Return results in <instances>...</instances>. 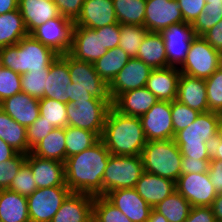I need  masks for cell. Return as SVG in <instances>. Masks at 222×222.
Masks as SVG:
<instances>
[{"label":"cell","instance_id":"1","mask_svg":"<svg viewBox=\"0 0 222 222\" xmlns=\"http://www.w3.org/2000/svg\"><path fill=\"white\" fill-rule=\"evenodd\" d=\"M110 152L100 139L92 147L66 158L65 184L72 193L102 196V178Z\"/></svg>","mask_w":222,"mask_h":222},{"label":"cell","instance_id":"2","mask_svg":"<svg viewBox=\"0 0 222 222\" xmlns=\"http://www.w3.org/2000/svg\"><path fill=\"white\" fill-rule=\"evenodd\" d=\"M101 140L111 155H141L147 143L139 117L127 116L111 107Z\"/></svg>","mask_w":222,"mask_h":222},{"label":"cell","instance_id":"3","mask_svg":"<svg viewBox=\"0 0 222 222\" xmlns=\"http://www.w3.org/2000/svg\"><path fill=\"white\" fill-rule=\"evenodd\" d=\"M220 114L200 113L196 120L175 134L174 140L186 159L211 160V143L217 138Z\"/></svg>","mask_w":222,"mask_h":222},{"label":"cell","instance_id":"4","mask_svg":"<svg viewBox=\"0 0 222 222\" xmlns=\"http://www.w3.org/2000/svg\"><path fill=\"white\" fill-rule=\"evenodd\" d=\"M58 57L49 47L34 39L30 34L16 45L2 48V65L20 75L33 70H49Z\"/></svg>","mask_w":222,"mask_h":222},{"label":"cell","instance_id":"5","mask_svg":"<svg viewBox=\"0 0 222 222\" xmlns=\"http://www.w3.org/2000/svg\"><path fill=\"white\" fill-rule=\"evenodd\" d=\"M141 157L146 172L174 182L181 175L183 156L174 139L147 141Z\"/></svg>","mask_w":222,"mask_h":222},{"label":"cell","instance_id":"6","mask_svg":"<svg viewBox=\"0 0 222 222\" xmlns=\"http://www.w3.org/2000/svg\"><path fill=\"white\" fill-rule=\"evenodd\" d=\"M141 155H111L102 178V196L122 188H134L143 173Z\"/></svg>","mask_w":222,"mask_h":222},{"label":"cell","instance_id":"7","mask_svg":"<svg viewBox=\"0 0 222 222\" xmlns=\"http://www.w3.org/2000/svg\"><path fill=\"white\" fill-rule=\"evenodd\" d=\"M111 107V98L94 97L89 101L68 103V126L94 132L101 138L106 116Z\"/></svg>","mask_w":222,"mask_h":222},{"label":"cell","instance_id":"8","mask_svg":"<svg viewBox=\"0 0 222 222\" xmlns=\"http://www.w3.org/2000/svg\"><path fill=\"white\" fill-rule=\"evenodd\" d=\"M220 55L202 36H196L179 70L181 74L207 79L219 69Z\"/></svg>","mask_w":222,"mask_h":222},{"label":"cell","instance_id":"9","mask_svg":"<svg viewBox=\"0 0 222 222\" xmlns=\"http://www.w3.org/2000/svg\"><path fill=\"white\" fill-rule=\"evenodd\" d=\"M71 193L68 186L37 188L27 196L30 222H50Z\"/></svg>","mask_w":222,"mask_h":222},{"label":"cell","instance_id":"10","mask_svg":"<svg viewBox=\"0 0 222 222\" xmlns=\"http://www.w3.org/2000/svg\"><path fill=\"white\" fill-rule=\"evenodd\" d=\"M74 25V21L60 15L38 26L30 35L58 55H64L71 48Z\"/></svg>","mask_w":222,"mask_h":222},{"label":"cell","instance_id":"11","mask_svg":"<svg viewBox=\"0 0 222 222\" xmlns=\"http://www.w3.org/2000/svg\"><path fill=\"white\" fill-rule=\"evenodd\" d=\"M176 191L180 193L192 207H211L217 196L208 172L188 173L180 175L175 182Z\"/></svg>","mask_w":222,"mask_h":222},{"label":"cell","instance_id":"12","mask_svg":"<svg viewBox=\"0 0 222 222\" xmlns=\"http://www.w3.org/2000/svg\"><path fill=\"white\" fill-rule=\"evenodd\" d=\"M160 34L165 43L167 67L179 68L185 61L192 40L196 37L192 25L186 22L172 24Z\"/></svg>","mask_w":222,"mask_h":222},{"label":"cell","instance_id":"13","mask_svg":"<svg viewBox=\"0 0 222 222\" xmlns=\"http://www.w3.org/2000/svg\"><path fill=\"white\" fill-rule=\"evenodd\" d=\"M147 141L174 139L170 101H158L140 116Z\"/></svg>","mask_w":222,"mask_h":222},{"label":"cell","instance_id":"14","mask_svg":"<svg viewBox=\"0 0 222 222\" xmlns=\"http://www.w3.org/2000/svg\"><path fill=\"white\" fill-rule=\"evenodd\" d=\"M106 52L103 48L102 27L89 29L74 25L72 45L68 53L70 56L93 64Z\"/></svg>","mask_w":222,"mask_h":222},{"label":"cell","instance_id":"15","mask_svg":"<svg viewBox=\"0 0 222 222\" xmlns=\"http://www.w3.org/2000/svg\"><path fill=\"white\" fill-rule=\"evenodd\" d=\"M152 68L138 58H130L127 64L108 84L109 96L112 102L129 90L143 88L146 85Z\"/></svg>","mask_w":222,"mask_h":222},{"label":"cell","instance_id":"16","mask_svg":"<svg viewBox=\"0 0 222 222\" xmlns=\"http://www.w3.org/2000/svg\"><path fill=\"white\" fill-rule=\"evenodd\" d=\"M184 22L177 0H146L144 27L160 33L172 24Z\"/></svg>","mask_w":222,"mask_h":222},{"label":"cell","instance_id":"17","mask_svg":"<svg viewBox=\"0 0 222 222\" xmlns=\"http://www.w3.org/2000/svg\"><path fill=\"white\" fill-rule=\"evenodd\" d=\"M68 71L72 83L87 88L95 98H110L108 84L95 71L94 65L68 54Z\"/></svg>","mask_w":222,"mask_h":222},{"label":"cell","instance_id":"18","mask_svg":"<svg viewBox=\"0 0 222 222\" xmlns=\"http://www.w3.org/2000/svg\"><path fill=\"white\" fill-rule=\"evenodd\" d=\"M105 197L132 222H146L152 208L135 188H122L108 192Z\"/></svg>","mask_w":222,"mask_h":222},{"label":"cell","instance_id":"19","mask_svg":"<svg viewBox=\"0 0 222 222\" xmlns=\"http://www.w3.org/2000/svg\"><path fill=\"white\" fill-rule=\"evenodd\" d=\"M26 163L30 166L37 188L67 186L65 184L64 163L52 159H44L33 155L26 156Z\"/></svg>","mask_w":222,"mask_h":222},{"label":"cell","instance_id":"20","mask_svg":"<svg viewBox=\"0 0 222 222\" xmlns=\"http://www.w3.org/2000/svg\"><path fill=\"white\" fill-rule=\"evenodd\" d=\"M72 83L68 71V53L58 55L51 63L45 83L44 98L69 103V86Z\"/></svg>","mask_w":222,"mask_h":222},{"label":"cell","instance_id":"21","mask_svg":"<svg viewBox=\"0 0 222 222\" xmlns=\"http://www.w3.org/2000/svg\"><path fill=\"white\" fill-rule=\"evenodd\" d=\"M75 25L97 29L118 23L112 0H85Z\"/></svg>","mask_w":222,"mask_h":222},{"label":"cell","instance_id":"22","mask_svg":"<svg viewBox=\"0 0 222 222\" xmlns=\"http://www.w3.org/2000/svg\"><path fill=\"white\" fill-rule=\"evenodd\" d=\"M0 109L26 128L40 116L39 99L22 91L0 102Z\"/></svg>","mask_w":222,"mask_h":222},{"label":"cell","instance_id":"23","mask_svg":"<svg viewBox=\"0 0 222 222\" xmlns=\"http://www.w3.org/2000/svg\"><path fill=\"white\" fill-rule=\"evenodd\" d=\"M94 196L71 193L50 222H92Z\"/></svg>","mask_w":222,"mask_h":222},{"label":"cell","instance_id":"24","mask_svg":"<svg viewBox=\"0 0 222 222\" xmlns=\"http://www.w3.org/2000/svg\"><path fill=\"white\" fill-rule=\"evenodd\" d=\"M134 188L151 208H155L156 205L176 191L174 181L146 171H143Z\"/></svg>","mask_w":222,"mask_h":222},{"label":"cell","instance_id":"25","mask_svg":"<svg viewBox=\"0 0 222 222\" xmlns=\"http://www.w3.org/2000/svg\"><path fill=\"white\" fill-rule=\"evenodd\" d=\"M181 72L176 67L152 69L145 87L160 101L176 100Z\"/></svg>","mask_w":222,"mask_h":222},{"label":"cell","instance_id":"26","mask_svg":"<svg viewBox=\"0 0 222 222\" xmlns=\"http://www.w3.org/2000/svg\"><path fill=\"white\" fill-rule=\"evenodd\" d=\"M176 100L200 113L209 112L205 79L181 74Z\"/></svg>","mask_w":222,"mask_h":222},{"label":"cell","instance_id":"27","mask_svg":"<svg viewBox=\"0 0 222 222\" xmlns=\"http://www.w3.org/2000/svg\"><path fill=\"white\" fill-rule=\"evenodd\" d=\"M159 100L146 87L121 93L113 102L112 107L127 116L140 117Z\"/></svg>","mask_w":222,"mask_h":222},{"label":"cell","instance_id":"28","mask_svg":"<svg viewBox=\"0 0 222 222\" xmlns=\"http://www.w3.org/2000/svg\"><path fill=\"white\" fill-rule=\"evenodd\" d=\"M20 11L27 32L30 34L35 28L48 20L59 17L58 7L54 2L41 0H18Z\"/></svg>","mask_w":222,"mask_h":222},{"label":"cell","instance_id":"29","mask_svg":"<svg viewBox=\"0 0 222 222\" xmlns=\"http://www.w3.org/2000/svg\"><path fill=\"white\" fill-rule=\"evenodd\" d=\"M0 221L30 222L27 197L9 189L0 190Z\"/></svg>","mask_w":222,"mask_h":222},{"label":"cell","instance_id":"30","mask_svg":"<svg viewBox=\"0 0 222 222\" xmlns=\"http://www.w3.org/2000/svg\"><path fill=\"white\" fill-rule=\"evenodd\" d=\"M152 69L167 67V57L163 37L157 32H148L138 50L137 57Z\"/></svg>","mask_w":222,"mask_h":222},{"label":"cell","instance_id":"31","mask_svg":"<svg viewBox=\"0 0 222 222\" xmlns=\"http://www.w3.org/2000/svg\"><path fill=\"white\" fill-rule=\"evenodd\" d=\"M31 153L44 159L62 163L66 160L65 128H55L31 149Z\"/></svg>","mask_w":222,"mask_h":222},{"label":"cell","instance_id":"32","mask_svg":"<svg viewBox=\"0 0 222 222\" xmlns=\"http://www.w3.org/2000/svg\"><path fill=\"white\" fill-rule=\"evenodd\" d=\"M28 35L23 17L18 9L0 14V48L16 45Z\"/></svg>","mask_w":222,"mask_h":222},{"label":"cell","instance_id":"33","mask_svg":"<svg viewBox=\"0 0 222 222\" xmlns=\"http://www.w3.org/2000/svg\"><path fill=\"white\" fill-rule=\"evenodd\" d=\"M0 138L19 153L31 152L28 147L26 127L17 123L2 109H0Z\"/></svg>","mask_w":222,"mask_h":222},{"label":"cell","instance_id":"34","mask_svg":"<svg viewBox=\"0 0 222 222\" xmlns=\"http://www.w3.org/2000/svg\"><path fill=\"white\" fill-rule=\"evenodd\" d=\"M129 56L119 46L107 50L106 54L93 63L98 75L109 84L129 61Z\"/></svg>","mask_w":222,"mask_h":222},{"label":"cell","instance_id":"35","mask_svg":"<svg viewBox=\"0 0 222 222\" xmlns=\"http://www.w3.org/2000/svg\"><path fill=\"white\" fill-rule=\"evenodd\" d=\"M119 24L144 26L146 0H112Z\"/></svg>","mask_w":222,"mask_h":222},{"label":"cell","instance_id":"36","mask_svg":"<svg viewBox=\"0 0 222 222\" xmlns=\"http://www.w3.org/2000/svg\"><path fill=\"white\" fill-rule=\"evenodd\" d=\"M191 204L177 191L161 201L154 208L168 222H185L191 210Z\"/></svg>","mask_w":222,"mask_h":222},{"label":"cell","instance_id":"37","mask_svg":"<svg viewBox=\"0 0 222 222\" xmlns=\"http://www.w3.org/2000/svg\"><path fill=\"white\" fill-rule=\"evenodd\" d=\"M65 136L66 158L83 152L101 139L94 132L72 126H67L65 128Z\"/></svg>","mask_w":222,"mask_h":222},{"label":"cell","instance_id":"38","mask_svg":"<svg viewBox=\"0 0 222 222\" xmlns=\"http://www.w3.org/2000/svg\"><path fill=\"white\" fill-rule=\"evenodd\" d=\"M119 47L129 58H136L138 50L146 34L149 32L144 26L120 24Z\"/></svg>","mask_w":222,"mask_h":222},{"label":"cell","instance_id":"39","mask_svg":"<svg viewBox=\"0 0 222 222\" xmlns=\"http://www.w3.org/2000/svg\"><path fill=\"white\" fill-rule=\"evenodd\" d=\"M40 115L54 128L68 126L67 104L51 98L39 99Z\"/></svg>","mask_w":222,"mask_h":222},{"label":"cell","instance_id":"40","mask_svg":"<svg viewBox=\"0 0 222 222\" xmlns=\"http://www.w3.org/2000/svg\"><path fill=\"white\" fill-rule=\"evenodd\" d=\"M92 222H132L105 196H95L93 199Z\"/></svg>","mask_w":222,"mask_h":222},{"label":"cell","instance_id":"41","mask_svg":"<svg viewBox=\"0 0 222 222\" xmlns=\"http://www.w3.org/2000/svg\"><path fill=\"white\" fill-rule=\"evenodd\" d=\"M49 70H33L21 75L22 92L36 99L44 98L45 83Z\"/></svg>","mask_w":222,"mask_h":222},{"label":"cell","instance_id":"42","mask_svg":"<svg viewBox=\"0 0 222 222\" xmlns=\"http://www.w3.org/2000/svg\"><path fill=\"white\" fill-rule=\"evenodd\" d=\"M222 20V4H206L204 11L191 24L196 36H202Z\"/></svg>","mask_w":222,"mask_h":222},{"label":"cell","instance_id":"43","mask_svg":"<svg viewBox=\"0 0 222 222\" xmlns=\"http://www.w3.org/2000/svg\"><path fill=\"white\" fill-rule=\"evenodd\" d=\"M209 111L222 114V70L205 79Z\"/></svg>","mask_w":222,"mask_h":222},{"label":"cell","instance_id":"44","mask_svg":"<svg viewBox=\"0 0 222 222\" xmlns=\"http://www.w3.org/2000/svg\"><path fill=\"white\" fill-rule=\"evenodd\" d=\"M171 114L175 137L177 132L190 126L199 116L200 112L193 110L177 100H173L171 101Z\"/></svg>","mask_w":222,"mask_h":222},{"label":"cell","instance_id":"45","mask_svg":"<svg viewBox=\"0 0 222 222\" xmlns=\"http://www.w3.org/2000/svg\"><path fill=\"white\" fill-rule=\"evenodd\" d=\"M8 189L26 197L33 194L37 189L33 173L26 162L20 168Z\"/></svg>","mask_w":222,"mask_h":222},{"label":"cell","instance_id":"46","mask_svg":"<svg viewBox=\"0 0 222 222\" xmlns=\"http://www.w3.org/2000/svg\"><path fill=\"white\" fill-rule=\"evenodd\" d=\"M27 154L17 153L13 158L0 163V190L8 189L12 180L26 162Z\"/></svg>","mask_w":222,"mask_h":222},{"label":"cell","instance_id":"47","mask_svg":"<svg viewBox=\"0 0 222 222\" xmlns=\"http://www.w3.org/2000/svg\"><path fill=\"white\" fill-rule=\"evenodd\" d=\"M21 91V75L2 67L0 69V102Z\"/></svg>","mask_w":222,"mask_h":222},{"label":"cell","instance_id":"48","mask_svg":"<svg viewBox=\"0 0 222 222\" xmlns=\"http://www.w3.org/2000/svg\"><path fill=\"white\" fill-rule=\"evenodd\" d=\"M55 128L49 124L41 115L26 128L28 147L32 149L43 140Z\"/></svg>","mask_w":222,"mask_h":222},{"label":"cell","instance_id":"49","mask_svg":"<svg viewBox=\"0 0 222 222\" xmlns=\"http://www.w3.org/2000/svg\"><path fill=\"white\" fill-rule=\"evenodd\" d=\"M179 3L184 22L192 24L204 11L205 0H177Z\"/></svg>","mask_w":222,"mask_h":222},{"label":"cell","instance_id":"50","mask_svg":"<svg viewBox=\"0 0 222 222\" xmlns=\"http://www.w3.org/2000/svg\"><path fill=\"white\" fill-rule=\"evenodd\" d=\"M85 0H54L58 7L60 15L76 21L81 14L82 6Z\"/></svg>","mask_w":222,"mask_h":222},{"label":"cell","instance_id":"51","mask_svg":"<svg viewBox=\"0 0 222 222\" xmlns=\"http://www.w3.org/2000/svg\"><path fill=\"white\" fill-rule=\"evenodd\" d=\"M120 35L119 23L102 27L103 48L110 50L117 47L119 45Z\"/></svg>","mask_w":222,"mask_h":222},{"label":"cell","instance_id":"52","mask_svg":"<svg viewBox=\"0 0 222 222\" xmlns=\"http://www.w3.org/2000/svg\"><path fill=\"white\" fill-rule=\"evenodd\" d=\"M211 160L186 159L182 157L181 175L208 172Z\"/></svg>","mask_w":222,"mask_h":222},{"label":"cell","instance_id":"53","mask_svg":"<svg viewBox=\"0 0 222 222\" xmlns=\"http://www.w3.org/2000/svg\"><path fill=\"white\" fill-rule=\"evenodd\" d=\"M185 222H216L211 207H192Z\"/></svg>","mask_w":222,"mask_h":222},{"label":"cell","instance_id":"54","mask_svg":"<svg viewBox=\"0 0 222 222\" xmlns=\"http://www.w3.org/2000/svg\"><path fill=\"white\" fill-rule=\"evenodd\" d=\"M202 37L217 51L222 52V20L209 29Z\"/></svg>","mask_w":222,"mask_h":222},{"label":"cell","instance_id":"55","mask_svg":"<svg viewBox=\"0 0 222 222\" xmlns=\"http://www.w3.org/2000/svg\"><path fill=\"white\" fill-rule=\"evenodd\" d=\"M209 179L214 185L215 191L222 193V161L221 160H211L209 164Z\"/></svg>","mask_w":222,"mask_h":222},{"label":"cell","instance_id":"56","mask_svg":"<svg viewBox=\"0 0 222 222\" xmlns=\"http://www.w3.org/2000/svg\"><path fill=\"white\" fill-rule=\"evenodd\" d=\"M68 86H69V103L89 101L94 98V96L90 95V93L87 91V88L76 85L74 83H69Z\"/></svg>","mask_w":222,"mask_h":222},{"label":"cell","instance_id":"57","mask_svg":"<svg viewBox=\"0 0 222 222\" xmlns=\"http://www.w3.org/2000/svg\"><path fill=\"white\" fill-rule=\"evenodd\" d=\"M17 153L18 151L0 138V163L13 158Z\"/></svg>","mask_w":222,"mask_h":222},{"label":"cell","instance_id":"58","mask_svg":"<svg viewBox=\"0 0 222 222\" xmlns=\"http://www.w3.org/2000/svg\"><path fill=\"white\" fill-rule=\"evenodd\" d=\"M216 222H222V193H218L211 205Z\"/></svg>","mask_w":222,"mask_h":222},{"label":"cell","instance_id":"59","mask_svg":"<svg viewBox=\"0 0 222 222\" xmlns=\"http://www.w3.org/2000/svg\"><path fill=\"white\" fill-rule=\"evenodd\" d=\"M211 160L222 161V141L217 138L211 143Z\"/></svg>","mask_w":222,"mask_h":222},{"label":"cell","instance_id":"60","mask_svg":"<svg viewBox=\"0 0 222 222\" xmlns=\"http://www.w3.org/2000/svg\"><path fill=\"white\" fill-rule=\"evenodd\" d=\"M18 9V0H0V14Z\"/></svg>","mask_w":222,"mask_h":222},{"label":"cell","instance_id":"61","mask_svg":"<svg viewBox=\"0 0 222 222\" xmlns=\"http://www.w3.org/2000/svg\"><path fill=\"white\" fill-rule=\"evenodd\" d=\"M146 222H168L167 219L157 212L154 208H152L149 219Z\"/></svg>","mask_w":222,"mask_h":222},{"label":"cell","instance_id":"62","mask_svg":"<svg viewBox=\"0 0 222 222\" xmlns=\"http://www.w3.org/2000/svg\"><path fill=\"white\" fill-rule=\"evenodd\" d=\"M217 139L222 141V114H220V118L217 125Z\"/></svg>","mask_w":222,"mask_h":222},{"label":"cell","instance_id":"63","mask_svg":"<svg viewBox=\"0 0 222 222\" xmlns=\"http://www.w3.org/2000/svg\"><path fill=\"white\" fill-rule=\"evenodd\" d=\"M206 4H222V0H205Z\"/></svg>","mask_w":222,"mask_h":222},{"label":"cell","instance_id":"64","mask_svg":"<svg viewBox=\"0 0 222 222\" xmlns=\"http://www.w3.org/2000/svg\"><path fill=\"white\" fill-rule=\"evenodd\" d=\"M219 69L222 70V52L219 58Z\"/></svg>","mask_w":222,"mask_h":222},{"label":"cell","instance_id":"65","mask_svg":"<svg viewBox=\"0 0 222 222\" xmlns=\"http://www.w3.org/2000/svg\"><path fill=\"white\" fill-rule=\"evenodd\" d=\"M3 67L2 65V48H0V69Z\"/></svg>","mask_w":222,"mask_h":222},{"label":"cell","instance_id":"66","mask_svg":"<svg viewBox=\"0 0 222 222\" xmlns=\"http://www.w3.org/2000/svg\"><path fill=\"white\" fill-rule=\"evenodd\" d=\"M41 1H49V2H53L54 0H41Z\"/></svg>","mask_w":222,"mask_h":222}]
</instances>
